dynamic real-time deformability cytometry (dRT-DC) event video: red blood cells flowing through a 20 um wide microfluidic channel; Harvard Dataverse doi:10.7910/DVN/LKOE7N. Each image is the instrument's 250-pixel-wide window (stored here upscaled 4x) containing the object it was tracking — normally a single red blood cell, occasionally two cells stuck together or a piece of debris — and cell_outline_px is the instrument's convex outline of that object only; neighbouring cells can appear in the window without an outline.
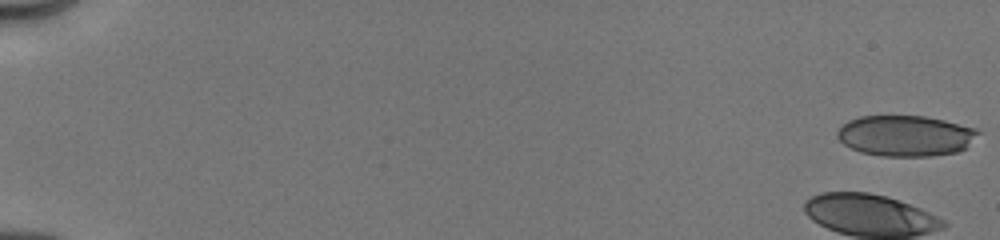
{"species": "human", "species_latin": "Homo sapiens", "temperature_condition": "cold", "stored_images_in_passage": 17, "camera_frame_rate_fps": 3000, "um_per_image_px": 0.085, "donor": {"sex": "male"}, "frame": {"image": 1, "passage_image": 1, "time_ms": 0.0, "image_size_px": [1000, 240], "cell_outline_px": [[980, 132], [964, 148], [956, 152], [932, 156], [880, 156], [860, 152], [844, 144], [836, 136], [836, 132], [848, 120], [860, 116], [924, 116], [944, 120], [976, 128]], "centroid_in_image_um": [76.94, 11.54], "position_along_channel_um": 8.1, "area_um2": 33.35}}